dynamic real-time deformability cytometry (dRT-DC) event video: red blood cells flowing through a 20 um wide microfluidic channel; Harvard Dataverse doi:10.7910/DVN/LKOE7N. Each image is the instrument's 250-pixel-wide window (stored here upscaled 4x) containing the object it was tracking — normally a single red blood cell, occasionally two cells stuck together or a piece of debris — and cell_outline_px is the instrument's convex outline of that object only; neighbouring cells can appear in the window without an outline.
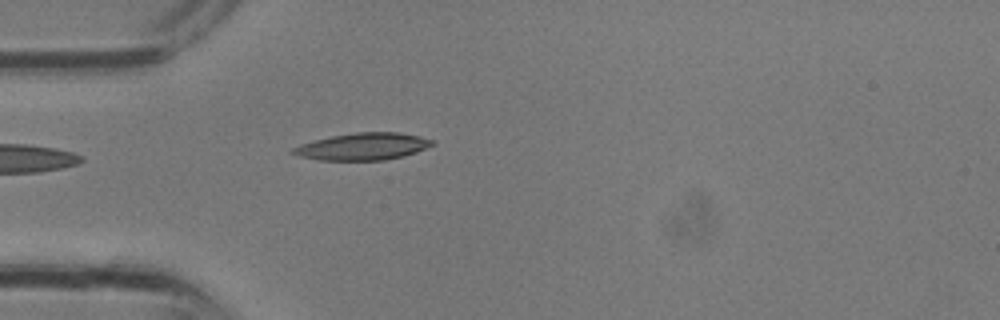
{"species": "common noctule bat (a hibernating species)", "species_latin": "Nyctalus noctula", "temperature_condition": "room temperature", "stored_images_in_passage": 13, "camera_frame_rate_fps": 3000, "um_per_image_px": 0.085, "animal": {"sex": "male", "body_mass_g": 13.3}, "frame": {"image": 1, "passage_image": 1, "time_ms": 0.0, "image_size_px": [1000, 320], "cell_outline_px": [[436, 144], [416, 152], [404, 156], [384, 160], [316, 160], [300, 156], [288, 152], [292, 148], [300, 144], [332, 136], [356, 132], [400, 132], [420, 136], [436, 140]], "centroid_in_image_um": [30.88, 12.45], "position_along_channel_um": 54.1, "area_um2": 22.14}}
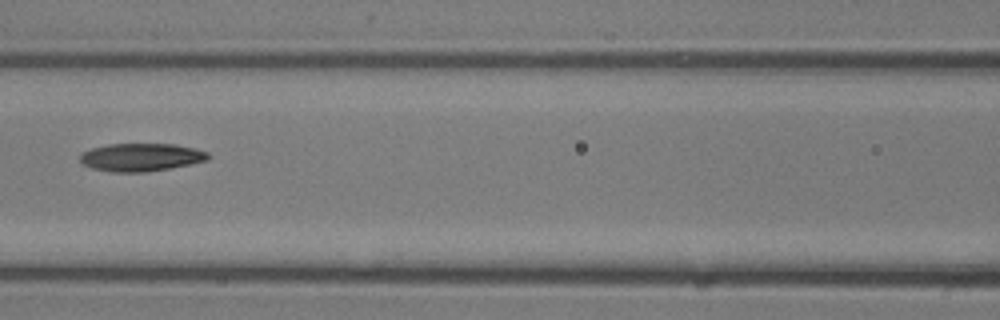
{"frame": {"image": 2, "passage_image": 6, "time_ms": 1.667, "image_size_px": [1000, 320], "cell_outline_px": [[208, 160], [168, 168], [144, 172], [112, 172], [92, 168], [84, 164], [80, 160], [80, 152], [92, 148], [108, 144], [176, 144], [196, 148], [208, 152]], "centroid_in_image_um": [11.97, 13.35], "position_along_channel_um": 154.6, "area_um2": 20.75}}
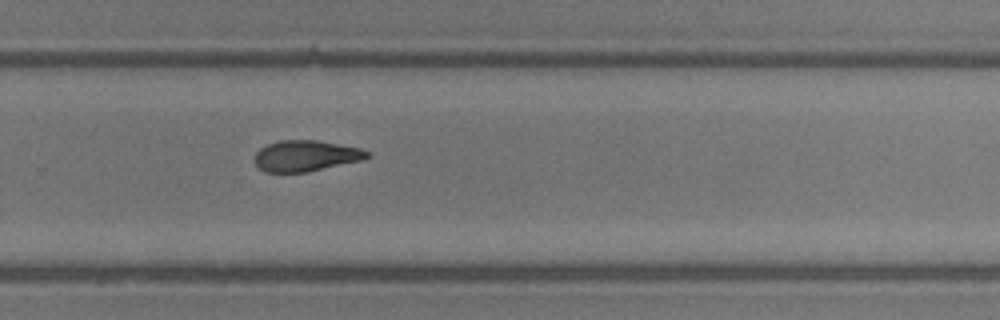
{"frame": {"image": 3, "passage_image": 13, "time_ms": 4.0, "image_size_px": [1000, 320], "cell_outline_px": [[368, 156], [364, 160], [308, 172], [264, 172], [252, 160], [256, 152], [260, 148], [268, 144], [280, 140], [316, 140], [360, 148], [368, 152]], "centroid_in_image_um": [25.96, 13.25], "position_along_channel_um": 303.8, "area_um2": 20.35}}